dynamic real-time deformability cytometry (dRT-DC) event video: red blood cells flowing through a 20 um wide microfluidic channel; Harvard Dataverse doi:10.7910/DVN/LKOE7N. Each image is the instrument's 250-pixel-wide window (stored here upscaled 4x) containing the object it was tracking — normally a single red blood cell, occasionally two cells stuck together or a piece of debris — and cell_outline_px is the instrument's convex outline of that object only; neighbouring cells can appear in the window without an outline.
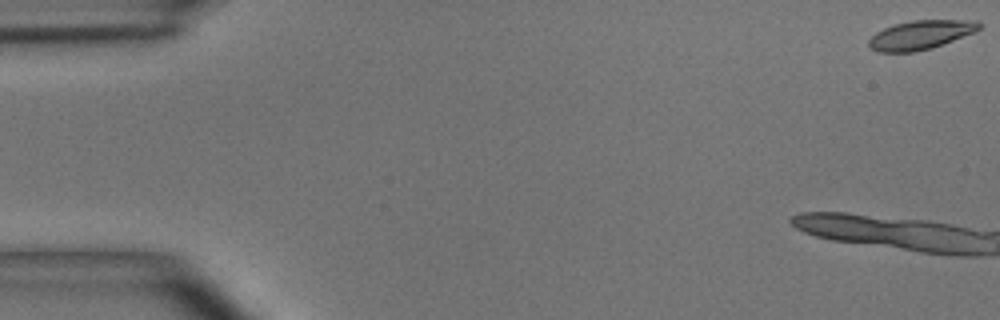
{"species": "common noctule bat (a hibernating species)", "species_latin": "Nyctalus noctula", "temperature_condition": "room temperature", "stored_images_in_passage": 11, "camera_frame_rate_fps": 3000, "um_per_image_px": 0.085, "animal": {"sex": "male", "body_mass_g": 15.6}, "frame": {"image": 1, "passage_image": 1, "time_ms": 0.0, "image_size_px": [1000, 320], "cell_outline_px": [[984, 24], [976, 32], [932, 48], [916, 52], [876, 52], [868, 48], [868, 40], [876, 32], [892, 24], [912, 20], [976, 20]], "centroid_in_image_um": [78.25, 2.96], "position_along_channel_um": 6.7, "area_um2": 19.02}}